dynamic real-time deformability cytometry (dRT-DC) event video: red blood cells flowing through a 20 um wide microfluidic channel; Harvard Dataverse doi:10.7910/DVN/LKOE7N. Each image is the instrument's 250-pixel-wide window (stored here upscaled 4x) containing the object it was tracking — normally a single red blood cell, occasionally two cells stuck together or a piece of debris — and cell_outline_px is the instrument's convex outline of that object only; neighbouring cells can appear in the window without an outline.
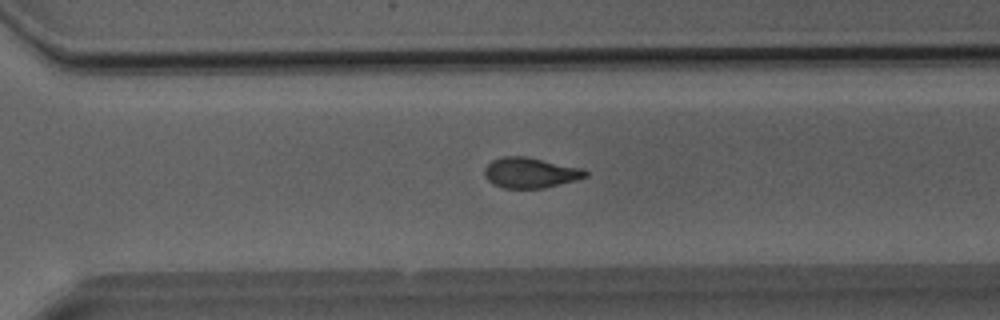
{"species": "Egyptian fruit bat (a non-hibernating species)", "species_latin": "Rousettus aegyptiacus", "temperature_condition": "room temperature", "stored_images_in_passage": 26, "camera_frame_rate_fps": 3000, "um_per_image_px": 0.085, "animal": {"sex": "male"}, "frame": {"image": 1, "passage_image": 16, "time_ms": 5.0, "image_size_px": [1000, 320], "cell_outline_px": [[588, 176], [576, 180], [544, 188], [504, 188], [492, 184], [484, 176], [484, 168], [492, 160], [504, 156], [528, 156], [584, 168], [588, 172]], "centroid_in_image_um": [45.09, 14.67], "position_along_channel_um": 325.5, "area_um2": 18.15}}
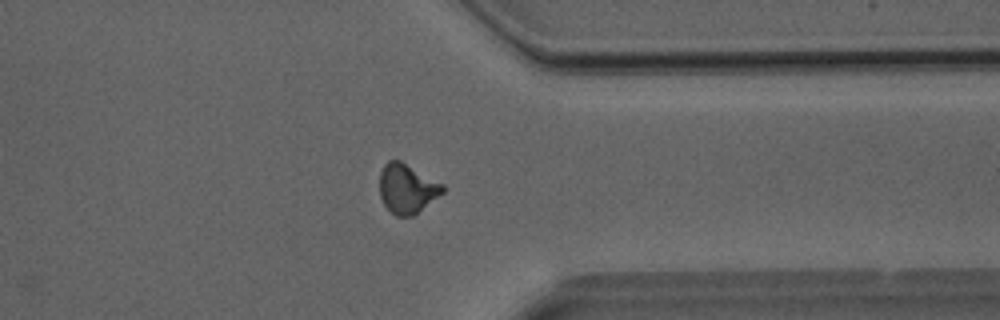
{"frame": {"image": 2, "passage_image": 19, "time_ms": 6.0, "image_size_px": [1000, 320], "cell_outline_px": [[444, 192], [412, 216], [396, 216], [384, 204], [380, 196], [380, 172], [384, 164], [388, 160], [400, 160], [444, 184]], "centroid_in_image_um": [34.59, 16.01], "position_along_channel_um": 376.8, "area_um2": 18.03}}
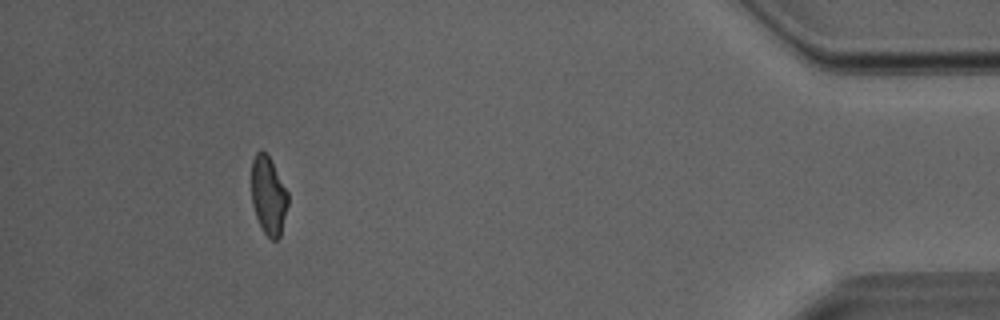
{"frame": {"image": 3, "passage_image": 24, "time_ms": 7.667, "image_size_px": [1000, 320], "cell_outline_px": [[288, 204], [280, 236], [276, 240], [272, 240], [264, 232], [256, 216], [252, 204], [252, 160], [256, 152], [260, 148], [268, 156], [288, 192]], "centroid_in_image_um": [22.81, 16.62], "position_along_channel_um": 412.4, "area_um2": 16.42}}